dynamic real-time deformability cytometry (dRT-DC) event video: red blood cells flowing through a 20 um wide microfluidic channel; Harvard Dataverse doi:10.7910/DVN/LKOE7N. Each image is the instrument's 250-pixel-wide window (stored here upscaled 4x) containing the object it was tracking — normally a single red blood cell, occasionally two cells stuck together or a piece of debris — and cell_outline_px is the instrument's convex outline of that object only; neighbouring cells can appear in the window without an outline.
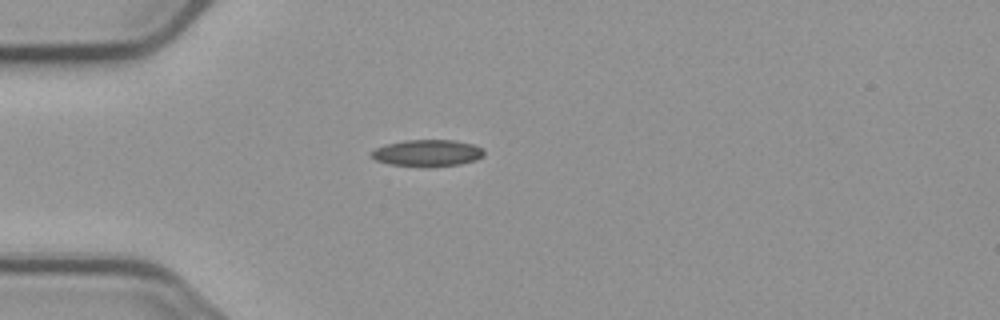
{"species": "common noctule bat (a hibernating species)", "species_latin": "Nyctalus noctula", "temperature_condition": "cold", "stored_images_in_passage": 1, "camera_frame_rate_fps": 3000, "um_per_image_px": 0.085, "animal": {"sex": "male", "body_mass_g": 23.1, "forearm_length_mm": 52.7}, "frame": {"image": 1, "passage_image": 1, "time_ms": 0.0, "image_size_px": [1000, 320], "cell_outline_px": [[484, 156], [476, 160], [460, 164], [432, 168], [428, 168], [388, 164], [376, 160], [368, 156], [368, 152], [376, 148], [388, 144], [404, 140], [456, 140], [472, 144], [480, 148], [484, 152]], "centroid_in_image_um": [36.29, 13.03], "position_along_channel_um": 48.7, "area_um2": 17.92}}